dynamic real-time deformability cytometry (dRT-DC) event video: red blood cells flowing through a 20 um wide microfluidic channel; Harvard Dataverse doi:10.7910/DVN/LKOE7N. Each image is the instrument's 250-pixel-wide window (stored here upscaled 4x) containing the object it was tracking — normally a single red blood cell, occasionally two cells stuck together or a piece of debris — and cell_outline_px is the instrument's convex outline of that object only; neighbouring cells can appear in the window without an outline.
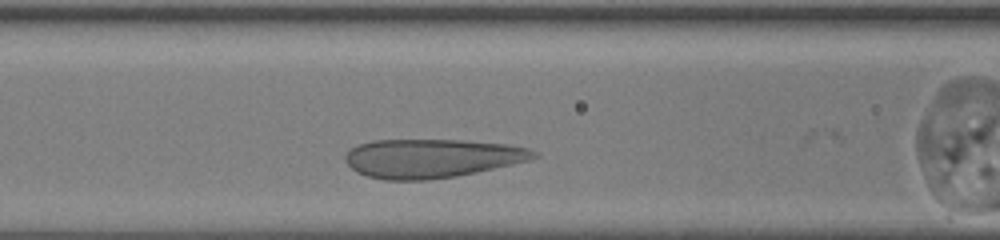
{"species": "human", "species_latin": "Homo sapiens", "temperature_condition": "room temperature", "stored_images_in_passage": 27, "camera_frame_rate_fps": 3000, "um_per_image_px": 0.085, "donor": {"sex": "female"}, "frame": {"image": 1, "passage_image": 8, "time_ms": 2.333, "image_size_px": [1000, 240], "cell_outline_px": [[540, 156], [528, 160], [512, 164], [476, 172], [456, 176], [428, 180], [384, 180], [368, 176], [356, 172], [344, 160], [344, 156], [348, 148], [360, 144], [376, 140], [464, 140], [508, 144], [528, 148], [540, 152]], "centroid_in_image_um": [36.69, 13.45], "position_along_channel_um": 129.9, "area_um2": 42.83}}
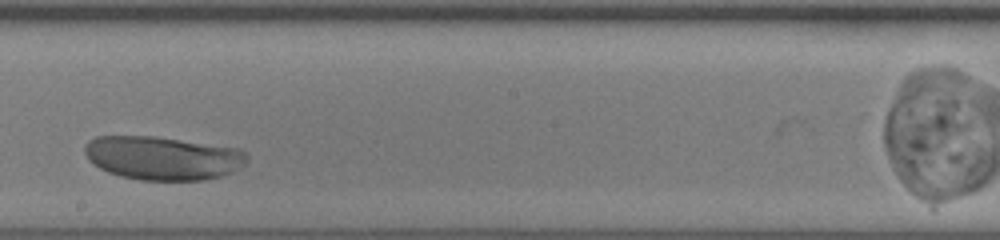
{"frame": {"image": 2, "passage_image": 16, "time_ms": 5.0, "image_size_px": [1000, 240], "cell_outline_px": [[248, 160], [240, 168], [232, 172], [220, 176], [204, 180], [140, 180], [120, 176], [108, 172], [92, 164], [88, 160], [84, 152], [84, 148], [88, 140], [96, 136], [156, 136], [240, 148], [248, 156]], "centroid_in_image_um": [13.82, 13.42], "position_along_channel_um": 234.4, "area_um2": 41.56}}
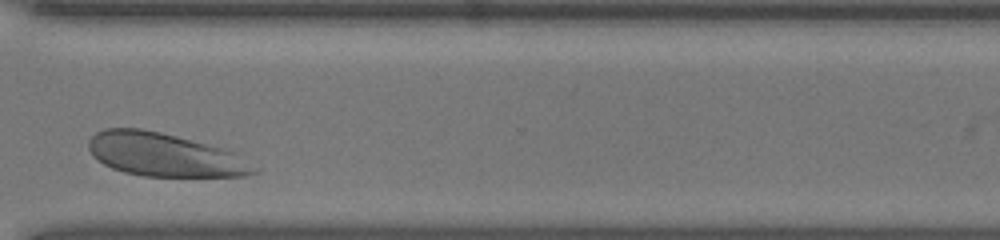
{"frame": {"image": 3, "passage_image": 25, "time_ms": 8.0, "image_size_px": [1000, 240], "cell_outline_px": [[260, 172], [244, 176], [144, 176], [124, 172], [112, 168], [104, 164], [92, 156], [88, 148], [88, 140], [96, 132], [104, 128], [140, 128], [160, 132], [176, 136], [220, 148], [232, 152], [260, 168]], "centroid_in_image_um": [13.95, 13.16], "position_along_channel_um": 356.7, "area_um2": 41.56}}